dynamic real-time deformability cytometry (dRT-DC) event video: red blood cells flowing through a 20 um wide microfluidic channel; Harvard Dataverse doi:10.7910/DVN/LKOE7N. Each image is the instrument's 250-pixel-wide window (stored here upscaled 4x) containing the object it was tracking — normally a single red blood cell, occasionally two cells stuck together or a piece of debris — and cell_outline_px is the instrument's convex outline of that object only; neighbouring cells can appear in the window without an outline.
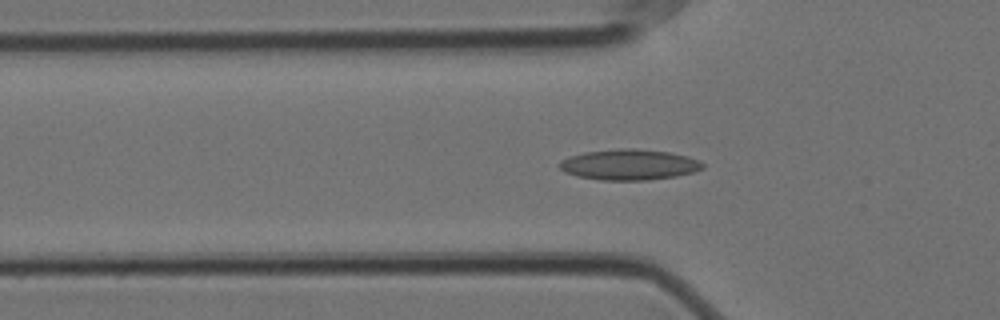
{"species": "Egyptian fruit bat (a non-hibernating species)", "species_latin": "Rousettus aegyptiacus", "temperature_condition": "cold", "stored_images_in_passage": 49, "camera_frame_rate_fps": 3000, "um_per_image_px": 0.085, "animal": {"sex": "female"}, "frame": {"image": 1, "passage_image": 18, "time_ms": 5.667, "image_size_px": [1000, 320], "cell_outline_px": [[704, 168], [692, 172], [676, 176], [648, 180], [600, 180], [576, 176], [564, 172], [560, 168], [560, 160], [568, 156], [584, 152], [620, 148], [632, 148], [668, 152], [688, 156], [700, 160], [704, 164]], "centroid_in_image_um": [53.47, 13.99], "position_along_channel_um": 72.3, "area_um2": 25.72}}
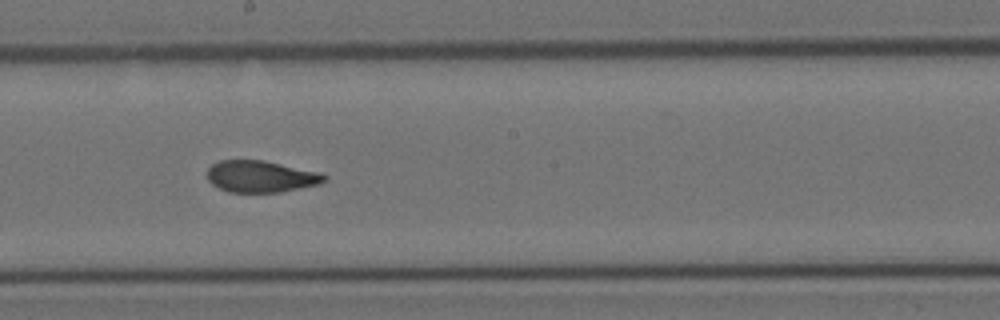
{"frame": {"image": 2, "passage_image": 31, "time_ms": 10.0, "image_size_px": [1000, 320], "cell_outline_px": [[328, 180], [320, 184], [280, 192], [228, 192], [212, 184], [208, 180], [208, 168], [212, 164], [220, 160], [264, 160], [320, 172], [328, 176]], "centroid_in_image_um": [22.2, 15.0], "position_along_channel_um": 226.0, "area_um2": 21.73}}
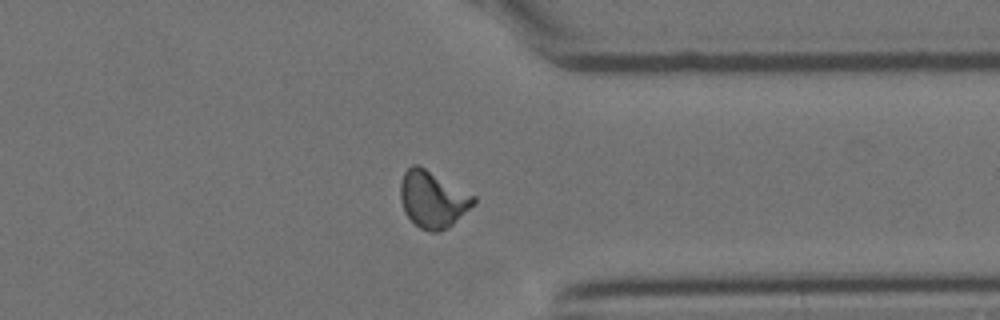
{"frame": {"image": 3, "passage_image": 44, "time_ms": 14.333, "image_size_px": [1000, 320], "cell_outline_px": [[476, 204], [448, 228], [436, 232], [428, 232], [420, 228], [404, 212], [400, 196], [400, 184], [404, 172], [412, 164], [420, 164], [476, 196]], "centroid_in_image_um": [36.8, 16.92], "position_along_channel_um": 374.6, "area_um2": 24.51}, "authors_computed_cell_mechanics": {"area_um2": 22.7732, "velocity_mm_per_s": 3.5318, "shape_relaxation_time_tau1_ms": 8.5523, "shape_relaxation_time_tau2_ms": 1.5147, "deformation_change_tau1": 0.1909, "deformation_change_tau2": 0.0788}}